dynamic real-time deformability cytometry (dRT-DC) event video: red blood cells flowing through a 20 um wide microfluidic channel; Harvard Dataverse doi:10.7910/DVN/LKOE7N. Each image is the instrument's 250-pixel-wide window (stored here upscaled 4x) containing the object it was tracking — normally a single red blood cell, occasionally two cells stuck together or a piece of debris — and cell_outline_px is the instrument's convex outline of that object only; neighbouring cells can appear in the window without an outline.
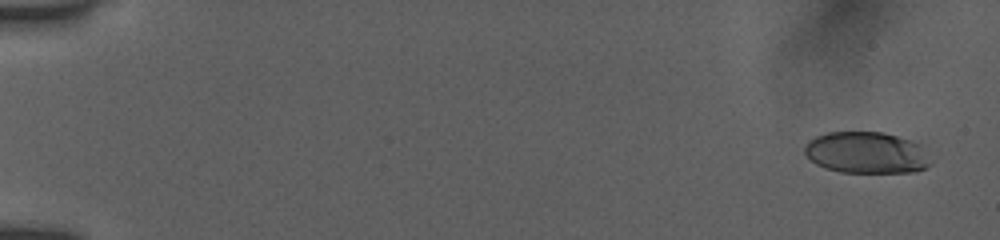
{"species": "human", "species_latin": "Homo sapiens", "temperature_condition": "room temperature", "stored_images_in_passage": 7, "camera_frame_rate_fps": 3000, "um_per_image_px": 0.085, "donor": {"sex": "female"}, "frame": {"image": 1, "passage_image": 1, "time_ms": 0.0, "image_size_px": [1000, 240], "cell_outline_px": [[928, 164], [924, 168], [912, 172], [840, 172], [824, 168], [816, 164], [804, 152], [804, 148], [808, 140], [816, 136], [828, 132], [884, 132], [920, 144]], "centroid_in_image_um": [73.56, 12.97], "position_along_channel_um": 11.4, "area_um2": 30.0}}
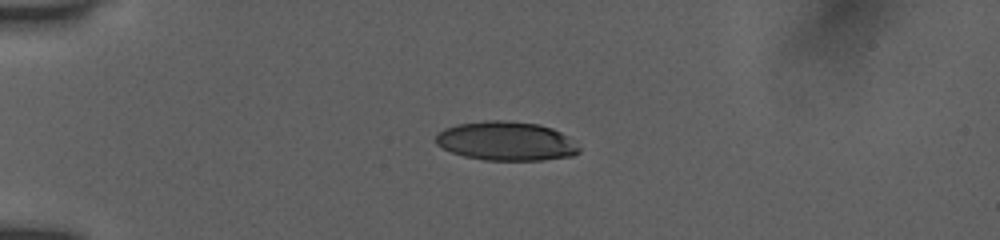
{"frame": {"image": 2, "passage_image": 5, "time_ms": 1.333, "image_size_px": [1000, 240], "cell_outline_px": [[580, 152], [572, 156], [540, 160], [484, 160], [464, 156], [452, 152], [436, 144], [436, 136], [444, 128], [456, 124], [484, 120], [504, 120], [540, 124], [552, 128], [560, 132], [580, 148]], "centroid_in_image_um": [43.0, 11.99], "position_along_channel_um": 42.0, "area_um2": 32.48}}
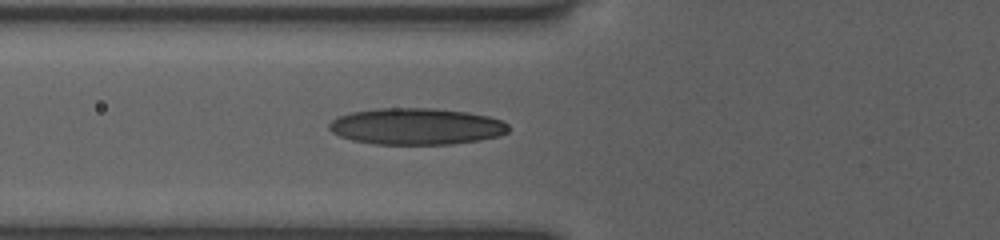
{"frame": {"image": 3, "passage_image": 7, "time_ms": 2.0, "image_size_px": [1000, 240], "cell_outline_px": [[508, 132], [500, 136], [480, 140], [452, 144], [376, 144], [352, 140], [340, 136], [332, 132], [328, 128], [328, 124], [336, 116], [352, 112], [376, 108], [432, 108], [468, 112], [488, 116], [500, 120], [508, 124]], "centroid_in_image_um": [35.37, 10.74], "position_along_channel_um": 90.4, "area_um2": 38.32}}